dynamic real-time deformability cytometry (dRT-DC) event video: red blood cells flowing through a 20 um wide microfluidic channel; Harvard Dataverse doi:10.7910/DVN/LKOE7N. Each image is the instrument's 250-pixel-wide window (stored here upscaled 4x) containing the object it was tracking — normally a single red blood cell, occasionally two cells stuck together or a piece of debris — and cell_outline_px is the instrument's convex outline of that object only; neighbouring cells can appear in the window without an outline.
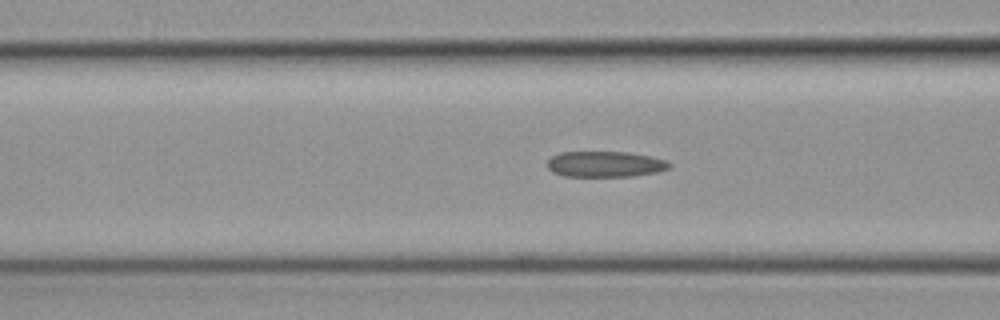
{"species": "common noctule bat (a hibernating species)", "species_latin": "Nyctalus noctula", "temperature_condition": "cold", "stored_images_in_passage": 42, "camera_frame_rate_fps": 3000, "um_per_image_px": 0.085, "animal": {"sex": "female", "body_mass_g": 19.3, "forearm_length_mm": 54.1}, "frame": {"image": 1, "passage_image": 19, "time_ms": 6.0, "image_size_px": [1000, 320], "cell_outline_px": [[672, 164], [668, 168], [660, 172], [632, 176], [564, 176], [552, 172], [548, 168], [548, 160], [552, 156], [560, 152], [628, 152], [648, 156], [664, 160]], "centroid_in_image_um": [51.42, 13.96], "position_along_channel_um": 115.2, "area_um2": 18.26}}
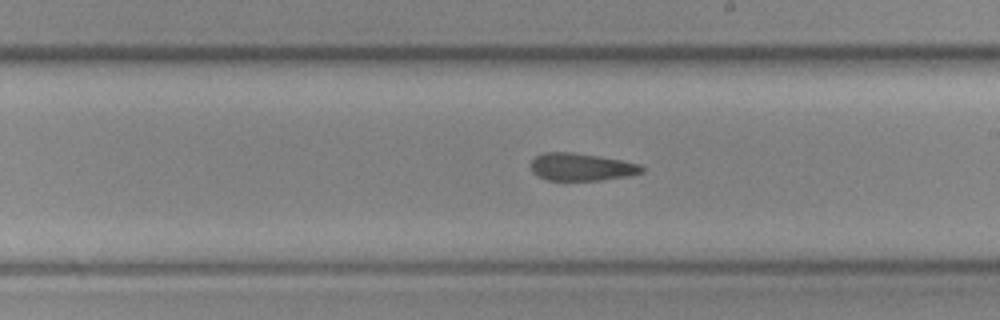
{"frame": {"image": 2, "passage_image": 29, "time_ms": 9.333, "image_size_px": [1000, 320], "cell_outline_px": [[644, 172], [632, 176], [600, 180], [548, 180], [532, 172], [532, 160], [536, 156], [544, 152], [572, 152], [600, 156], [640, 164], [644, 168]], "centroid_in_image_um": [49.46, 14.19], "position_along_channel_um": 239.5, "area_um2": 17.8}}
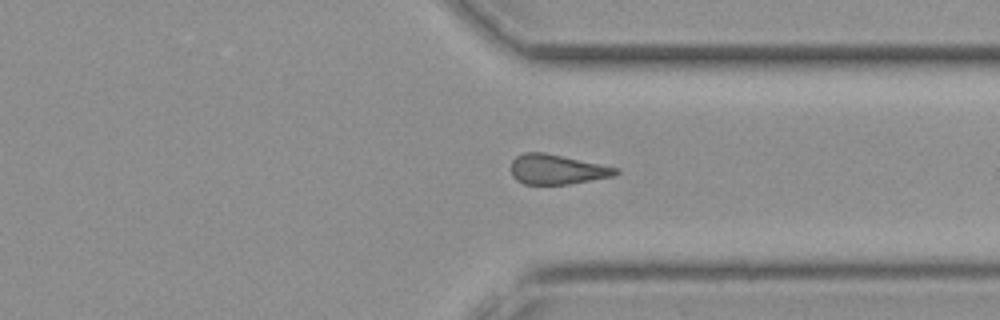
{"frame": {"image": 3, "passage_image": 39, "time_ms": 12.667, "image_size_px": [1000, 320], "cell_outline_px": [[620, 172], [616, 176], [568, 184], [524, 184], [516, 180], [512, 176], [512, 160], [516, 156], [524, 152], [544, 152], [620, 168]], "centroid_in_image_um": [47.37, 14.4], "position_along_channel_um": 364.0, "area_um2": 18.32}}